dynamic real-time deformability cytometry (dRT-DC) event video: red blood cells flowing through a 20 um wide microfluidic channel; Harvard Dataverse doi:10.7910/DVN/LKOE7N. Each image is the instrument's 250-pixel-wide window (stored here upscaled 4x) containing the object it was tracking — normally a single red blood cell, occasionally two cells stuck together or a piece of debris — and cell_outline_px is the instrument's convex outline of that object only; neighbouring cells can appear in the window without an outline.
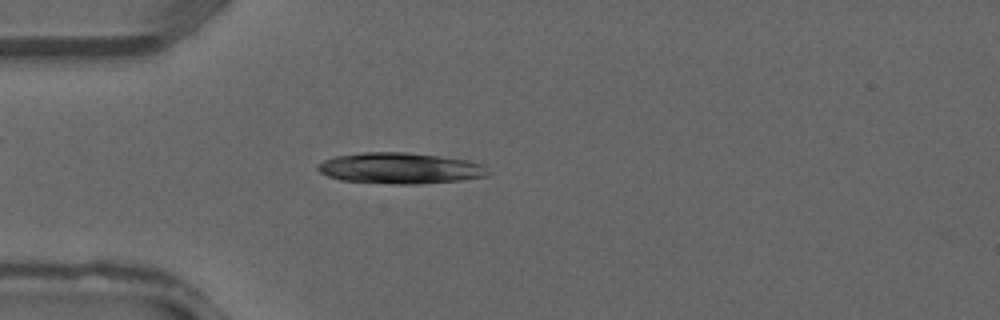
{"species": "common noctule bat (a hibernating species)", "species_latin": "Nyctalus noctula", "temperature_condition": "warm", "stored_images_in_passage": 36, "camera_frame_rate_fps": 3000, "um_per_image_px": 0.085, "animal": {"sex": "male", "forearm_length_mm": 52.5}, "frame": {"image": 1, "passage_image": 9, "time_ms": 2.667, "image_size_px": [1000, 320], "cell_outline_px": [[488, 176], [460, 180], [420, 184], [396, 184], [340, 180], [328, 176], [320, 172], [316, 168], [316, 164], [324, 160], [336, 156], [364, 152], [404, 152], [468, 160], [484, 164], [488, 172]], "centroid_in_image_um": [33.99, 14.3], "position_along_channel_um": 51.0, "area_um2": 30.69}}